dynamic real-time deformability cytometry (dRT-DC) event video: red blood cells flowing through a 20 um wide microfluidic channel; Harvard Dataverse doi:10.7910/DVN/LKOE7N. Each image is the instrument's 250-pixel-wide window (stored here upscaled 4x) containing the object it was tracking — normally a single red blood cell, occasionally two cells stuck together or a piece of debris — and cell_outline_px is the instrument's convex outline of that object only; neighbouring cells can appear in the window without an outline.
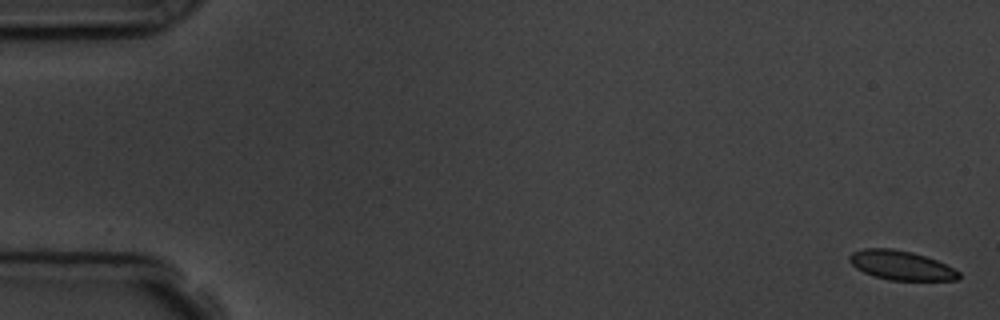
{"species": "common noctule bat (a hibernating species)", "species_latin": "Nyctalus noctula", "temperature_condition": "room temperature", "stored_images_in_passage": 6, "camera_frame_rate_fps": 3000, "um_per_image_px": 0.085, "animal": {"sex": "male", "body_mass_g": 19.5, "forearm_length_mm": 54.6}, "frame": {"image": 1, "passage_image": 1, "time_ms": 0.0, "image_size_px": [1000, 320], "cell_outline_px": [[960, 276], [956, 280], [888, 280], [872, 276], [856, 268], [848, 260], [848, 256], [852, 252], [864, 248], [892, 248], [912, 252], [936, 260], [960, 272]], "centroid_in_image_um": [76.54, 22.55], "position_along_channel_um": 8.5, "area_um2": 18.61}}
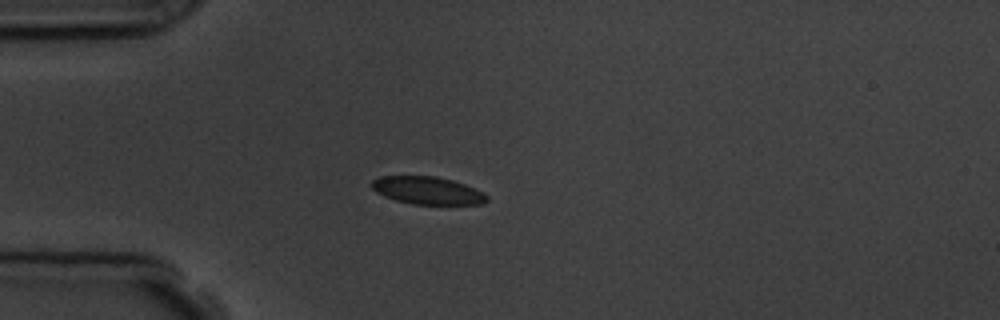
{"frame": {"image": 2, "passage_image": 5, "time_ms": 4.667, "image_size_px": [1000, 320], "cell_outline_px": [[488, 200], [484, 204], [412, 204], [396, 200], [384, 196], [376, 192], [372, 188], [372, 180], [380, 176], [436, 176], [452, 180], [464, 184], [484, 192], [488, 196]], "centroid_in_image_um": [36.35, 16.19], "position_along_channel_um": 48.6, "area_um2": 18.55}}